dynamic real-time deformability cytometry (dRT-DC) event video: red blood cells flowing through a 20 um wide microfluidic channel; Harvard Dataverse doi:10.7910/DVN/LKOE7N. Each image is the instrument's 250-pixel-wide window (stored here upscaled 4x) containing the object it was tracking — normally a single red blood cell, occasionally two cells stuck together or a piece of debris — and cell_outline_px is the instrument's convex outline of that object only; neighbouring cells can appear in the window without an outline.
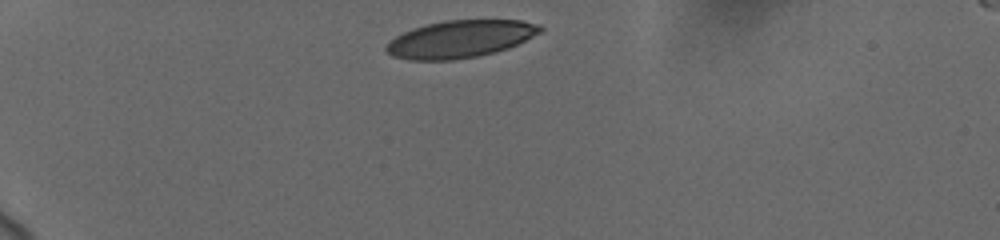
{"species": "human", "species_latin": "Homo sapiens", "temperature_condition": "cold", "stored_images_in_passage": 19, "camera_frame_rate_fps": 3000, "um_per_image_px": 0.085, "donor": {"sex": "female"}, "frame": {"image": 1, "passage_image": 1, "time_ms": 0.0, "image_size_px": [1000, 240], "cell_outline_px": [[544, 32], [508, 48], [496, 52], [476, 56], [452, 60], [408, 60], [392, 56], [384, 48], [396, 36], [412, 28], [444, 20], [520, 20], [540, 24], [544, 28]], "centroid_in_image_um": [39.17, 3.31], "position_along_channel_um": 45.8, "area_um2": 33.58}}
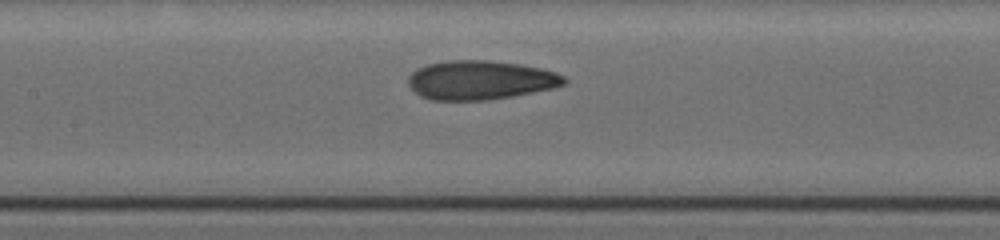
{"frame": {"image": 2, "passage_image": 14, "time_ms": 4.667, "image_size_px": [1000, 240], "cell_outline_px": [[568, 80], [564, 84], [552, 88], [512, 96], [488, 100], [432, 100], [420, 96], [412, 92], [408, 84], [408, 76], [416, 68], [428, 64], [444, 60], [488, 60], [520, 64], [544, 68], [556, 72], [564, 76]], "centroid_in_image_um": [40.8, 6.8], "position_along_channel_um": 166.6, "area_um2": 35.84}}
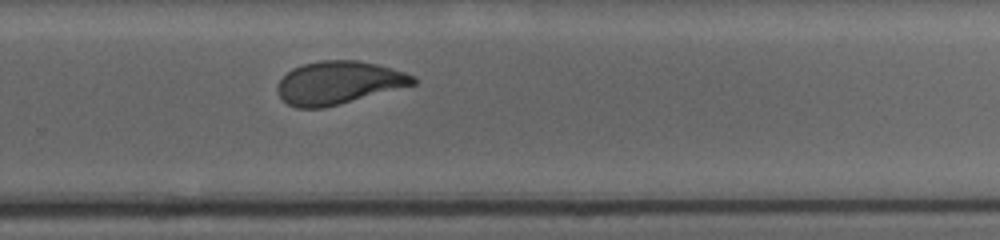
{"frame": {"image": 3, "passage_image": 19, "time_ms": 8.333, "image_size_px": [1000, 240], "cell_outline_px": [[416, 84], [324, 108], [296, 108], [288, 104], [280, 96], [276, 88], [276, 84], [292, 68], [304, 64], [320, 60], [356, 60], [376, 64], [392, 68], [416, 76]], "centroid_in_image_um": [28.77, 7.03], "position_along_channel_um": 301.0, "area_um2": 33.87}}